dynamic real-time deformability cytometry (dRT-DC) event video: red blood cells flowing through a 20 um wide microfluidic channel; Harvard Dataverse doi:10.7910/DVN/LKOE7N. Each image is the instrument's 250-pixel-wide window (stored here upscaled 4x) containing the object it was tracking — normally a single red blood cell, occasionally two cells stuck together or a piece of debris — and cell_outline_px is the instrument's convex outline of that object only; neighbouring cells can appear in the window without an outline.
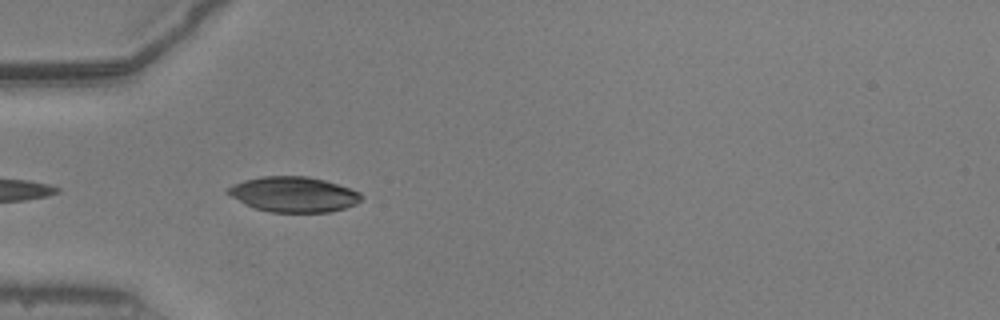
{"species": "common noctule bat (a hibernating species)", "species_latin": "Nyctalus noctula", "temperature_condition": "warm", "stored_images_in_passage": 30, "camera_frame_rate_fps": 3000, "um_per_image_px": 0.085, "animal": {"sex": "male", "body_mass_g": 20.5, "forearm_length_mm": 52.5}, "frame": {"image": 1, "passage_image": 1, "time_ms": 0.0, "image_size_px": [1000, 320], "cell_outline_px": [[364, 196], [356, 204], [344, 208], [328, 212], [272, 212], [256, 208], [244, 204], [224, 192], [232, 184], [244, 180], [264, 176], [308, 176], [324, 180], [360, 192]], "centroid_in_image_um": [24.93, 16.52], "position_along_channel_um": 60.1, "area_um2": 27.34}, "authors_computed_cell_mechanics": {"area_um2": 16.9065, "velocity_mm_per_s": 3.9219, "shape_relaxation_time_tau1_ms": 3.1099, "shape_relaxation_time_tau2_ms": 2.7641, "deformation_change_tau1": 0.1803, "deformation_change_tau2": 0.1404}}